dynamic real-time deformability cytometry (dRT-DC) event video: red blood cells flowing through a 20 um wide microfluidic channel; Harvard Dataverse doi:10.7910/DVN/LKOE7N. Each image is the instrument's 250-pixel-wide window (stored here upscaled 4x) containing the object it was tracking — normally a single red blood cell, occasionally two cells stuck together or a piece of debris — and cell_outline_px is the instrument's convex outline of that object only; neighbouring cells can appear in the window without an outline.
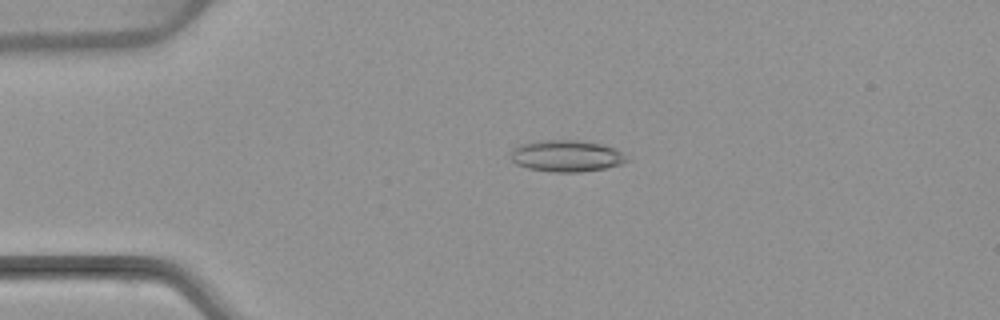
{"species": "common noctule bat (a hibernating species)", "species_latin": "Nyctalus noctula", "temperature_condition": "warm", "stored_images_in_passage": 5, "camera_frame_rate_fps": 3000, "um_per_image_px": 0.085, "animal": {"sex": "female", "body_mass_g": 22.7, "forearm_length_mm": 54.2}, "frame": {"image": 1, "passage_image": 4, "time_ms": 3.667, "image_size_px": [1000, 320], "cell_outline_px": [[628, 160], [620, 164], [604, 168], [580, 172], [552, 172], [528, 168], [516, 164], [512, 160], [512, 148], [520, 144], [548, 140], [576, 140], [600, 144], [616, 148]], "centroid_in_image_um": [48.13, 13.26], "position_along_channel_um": 36.9, "area_um2": 21.04}}